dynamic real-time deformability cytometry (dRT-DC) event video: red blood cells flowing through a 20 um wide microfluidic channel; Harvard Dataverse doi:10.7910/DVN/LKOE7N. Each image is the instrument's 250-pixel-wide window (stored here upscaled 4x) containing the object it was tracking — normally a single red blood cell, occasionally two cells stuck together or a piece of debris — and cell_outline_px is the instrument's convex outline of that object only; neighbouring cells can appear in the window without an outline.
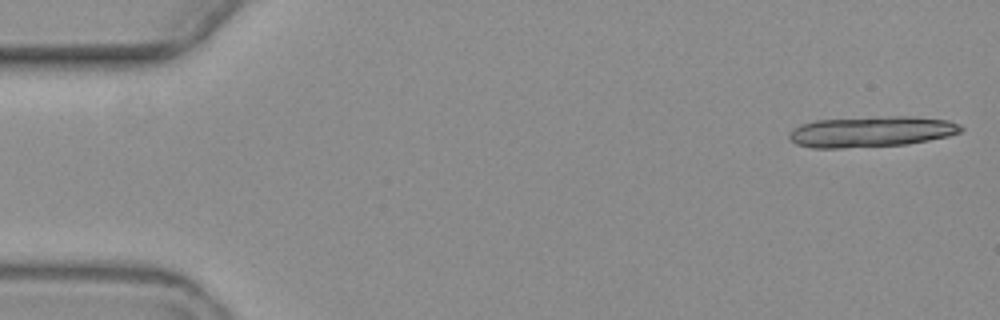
{"species": "common noctule bat (a hibernating species)", "species_latin": "Nyctalus noctula", "temperature_condition": "warm", "stored_images_in_passage": 5, "camera_frame_rate_fps": 3000, "um_per_image_px": 0.085, "animal": {"sex": "female", "body_mass_g": 19.3, "forearm_length_mm": 54.1}, "frame": {"image": 1, "passage_image": 1, "time_ms": 0.0, "image_size_px": [1000, 320], "cell_outline_px": [[964, 128], [960, 132], [948, 136], [908, 144], [840, 148], [812, 148], [796, 144], [788, 140], [788, 136], [800, 124], [816, 120], [888, 116], [908, 116], [948, 120], [960, 124]], "centroid_in_image_um": [74.06, 11.19], "position_along_channel_um": 10.9, "area_um2": 30.75}}
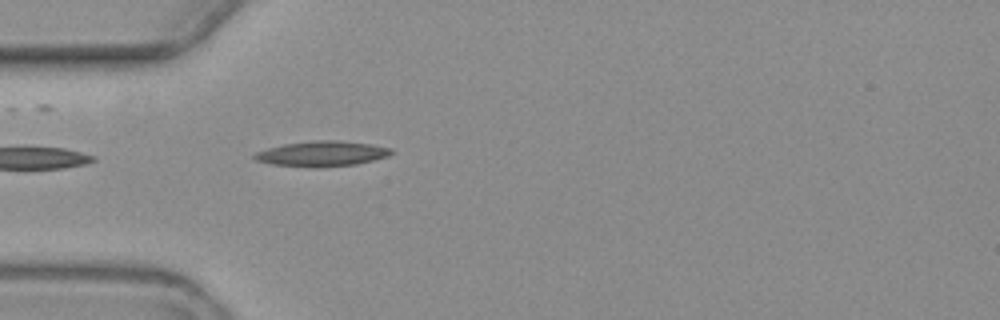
{"frame": {"image": 2, "passage_image": 5, "time_ms": 5.333, "image_size_px": [1000, 320], "cell_outline_px": [[396, 152], [388, 156], [356, 164], [272, 164], [256, 160], [252, 156], [256, 152], [268, 148], [284, 144], [312, 140], [336, 140], [368, 144], [392, 148]], "centroid_in_image_um": [27.41, 13.0], "position_along_channel_um": 57.6, "area_um2": 18.9}}